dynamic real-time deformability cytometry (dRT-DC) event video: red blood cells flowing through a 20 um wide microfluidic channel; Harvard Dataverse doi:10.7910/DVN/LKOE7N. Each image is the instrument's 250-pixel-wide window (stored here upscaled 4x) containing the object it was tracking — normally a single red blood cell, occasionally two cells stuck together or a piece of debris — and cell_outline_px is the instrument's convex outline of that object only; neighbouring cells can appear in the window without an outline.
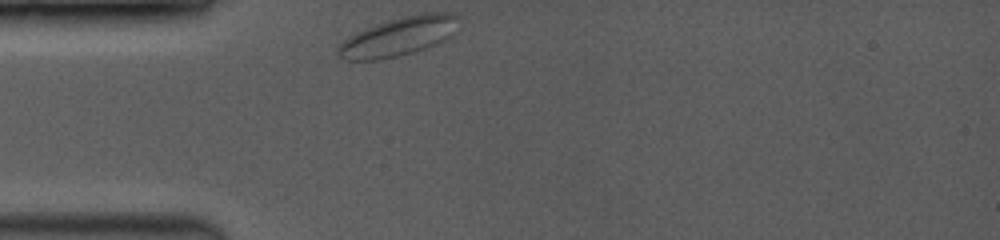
{"species": "common noctule bat (a hibernating species)", "species_latin": "Nyctalus noctula", "temperature_condition": "room temperature", "stored_images_in_passage": 38, "camera_frame_rate_fps": 3500, "um_per_image_px": 0.085, "animal": {"sex": "female", "body_mass_g": 19.0, "forearm_length_mm": 53.3}, "frame": {"image": 1, "passage_image": 1, "time_ms": 0.0, "image_size_px": [1000, 240], "cell_outline_px": [[456, 32], [452, 36], [440, 44], [412, 52], [396, 56], [376, 60], [344, 60], [336, 52], [336, 48], [348, 36], [364, 28], [392, 20], [424, 12], [452, 12], [456, 16]], "centroid_in_image_um": [33.89, 3.12], "position_along_channel_um": 51.1, "area_um2": 27.17}}
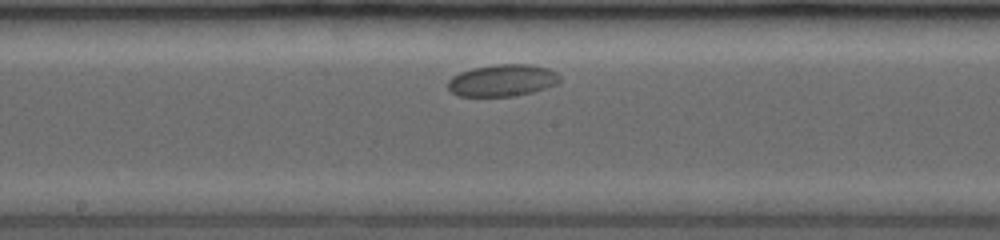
{"frame": {"image": 2, "passage_image": 17, "time_ms": 4.571, "image_size_px": [1000, 240], "cell_outline_px": [[560, 80], [556, 84], [532, 92], [512, 96], [460, 96], [452, 92], [448, 88], [448, 80], [452, 76], [460, 72], [472, 68], [492, 64], [528, 64], [548, 68], [556, 72], [560, 76]], "centroid_in_image_um": [42.69, 6.82], "position_along_channel_um": 205.5, "area_um2": 20.81}}
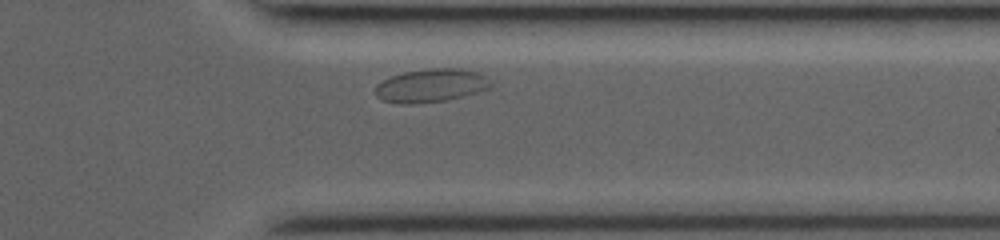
{"frame": {"image": 3, "passage_image": 33, "time_ms": 9.143, "image_size_px": [1000, 240], "cell_outline_px": [[492, 84], [488, 88], [464, 96], [448, 100], [412, 104], [400, 104], [380, 100], [376, 96], [376, 84], [392, 76], [404, 72], [428, 68], [460, 68], [480, 72]], "centroid_in_image_um": [36.61, 7.27], "position_along_channel_um": 374.8, "area_um2": 22.48}}